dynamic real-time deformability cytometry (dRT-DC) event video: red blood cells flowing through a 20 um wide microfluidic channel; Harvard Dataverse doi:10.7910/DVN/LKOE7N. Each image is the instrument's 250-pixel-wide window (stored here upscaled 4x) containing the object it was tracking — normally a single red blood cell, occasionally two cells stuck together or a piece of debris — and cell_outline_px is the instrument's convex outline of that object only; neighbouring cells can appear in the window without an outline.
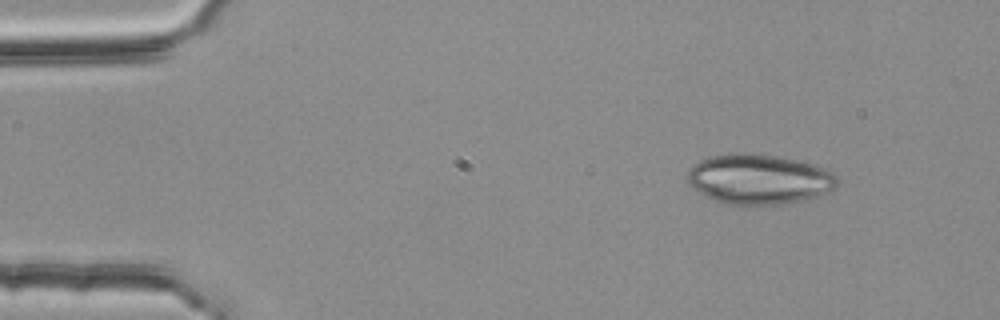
{"species": "common noctule bat (a hibernating species)", "species_latin": "Nyctalus noctula", "temperature_condition": "room temperature", "stored_images_in_passage": 48, "camera_frame_rate_fps": 3000, "um_per_image_px": 0.085, "animal": {"sex": "female", "body_mass_g": 25.1}, "frame": {"image": 1, "passage_image": 1, "time_ms": 0.0, "image_size_px": [1000, 320], "cell_outline_px": [[840, 180], [832, 188], [816, 196], [800, 200], [780, 204], [728, 204], [716, 200], [692, 188], [684, 180], [684, 176], [688, 168], [700, 160], [708, 156], [740, 152], [748, 152], [796, 160], [816, 164], [832, 172]], "centroid_in_image_um": [64.44, 15.2], "position_along_channel_um": 20.6, "area_um2": 43.52}}
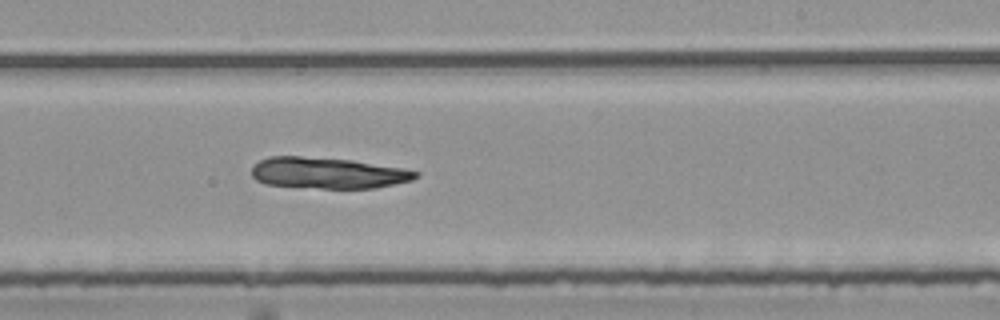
{"frame": {"image": 2, "passage_image": 27, "time_ms": 8.667, "image_size_px": [1000, 320], "cell_outline_px": [[420, 176], [412, 180], [376, 188], [320, 188], [264, 184], [256, 180], [252, 176], [252, 168], [260, 160], [268, 156], [300, 156], [352, 160], [400, 168], [420, 172]], "centroid_in_image_um": [27.86, 14.7], "position_along_channel_um": 261.1, "area_um2": 29.65}}
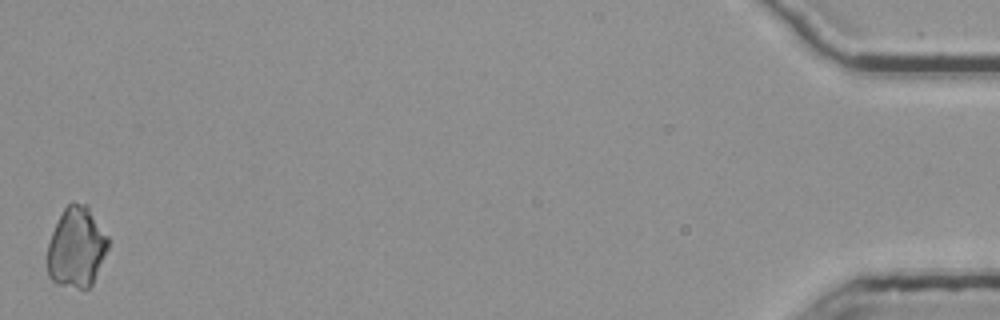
{"frame": {"image": 3, "passage_image": 48, "time_ms": 15.667, "image_size_px": [1000, 320], "cell_outline_px": [[108, 248], [92, 284], [88, 288], [76, 288], [56, 284], [48, 276], [44, 260], [44, 256], [52, 232], [64, 208], [72, 200], [88, 204], [108, 236]], "centroid_in_image_um": [6.46, 21.01], "position_along_channel_um": 428.7, "area_um2": 29.13}}